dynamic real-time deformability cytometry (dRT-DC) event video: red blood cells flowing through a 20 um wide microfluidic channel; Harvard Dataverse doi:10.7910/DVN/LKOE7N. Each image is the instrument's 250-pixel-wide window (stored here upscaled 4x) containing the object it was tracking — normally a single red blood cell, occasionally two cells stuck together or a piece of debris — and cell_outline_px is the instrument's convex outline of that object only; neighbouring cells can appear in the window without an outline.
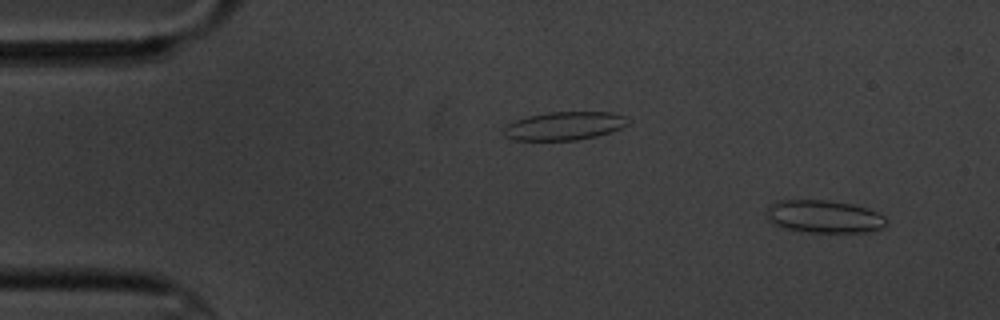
{"species": "common noctule bat (a hibernating species)", "species_latin": "Nyctalus noctula", "temperature_condition": "cold", "stored_images_in_passage": 4, "camera_frame_rate_fps": 3000, "um_per_image_px": 0.085, "animal": {"sex": "male", "body_mass_g": 20.1, "forearm_length_mm": 53.5}, "frame": {"image": 1, "passage_image": 1, "time_ms": 0.0, "image_size_px": [1000, 320], "cell_outline_px": [[888, 224], [880, 228], [864, 232], [808, 232], [788, 228], [772, 224], [768, 220], [768, 208], [772, 204], [780, 200], [828, 200], [852, 204], [868, 208], [884, 216], [888, 220]], "centroid_in_image_um": [70.08, 18.4], "position_along_channel_um": 14.9, "area_um2": 22.66}}
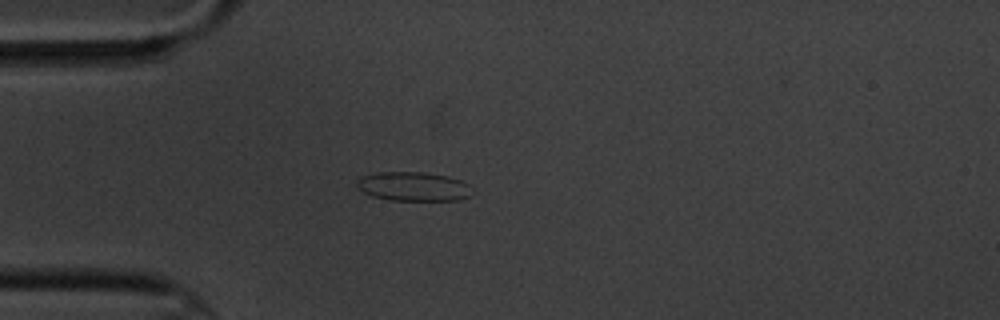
{"frame": {"image": 2, "passage_image": 4, "time_ms": 3.667, "image_size_px": [1000, 320], "cell_outline_px": [[476, 192], [472, 196], [460, 200], [388, 200], [372, 196], [356, 188], [356, 184], [360, 176], [380, 172], [424, 172], [448, 176], [460, 180], [468, 184]], "centroid_in_image_um": [35.18, 15.86], "position_along_channel_um": 49.8, "area_um2": 19.88}}